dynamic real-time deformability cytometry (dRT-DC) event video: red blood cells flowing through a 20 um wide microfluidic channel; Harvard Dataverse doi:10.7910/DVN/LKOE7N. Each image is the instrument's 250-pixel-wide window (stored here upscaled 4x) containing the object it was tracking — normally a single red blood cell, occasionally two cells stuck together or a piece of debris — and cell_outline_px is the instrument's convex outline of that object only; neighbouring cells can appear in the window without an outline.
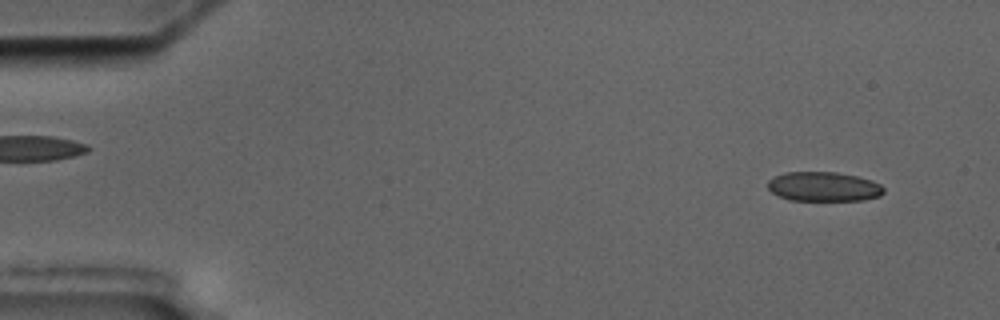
{"species": "common noctule bat (a hibernating species)", "species_latin": "Nyctalus noctula", "temperature_condition": "cold", "stored_images_in_passage": 4, "camera_frame_rate_fps": 3000, "um_per_image_px": 0.085, "animal": {"sex": "male", "body_mass_g": 17.5, "forearm_length_mm": 52.3}, "frame": {"image": 1, "passage_image": 1, "time_ms": 0.0, "image_size_px": [1000, 320], "cell_outline_px": [[884, 192], [880, 196], [864, 200], [788, 200], [772, 192], [768, 188], [768, 180], [784, 172], [836, 172], [856, 176], [872, 180], [880, 184], [884, 188]], "centroid_in_image_um": [70.02, 15.86], "position_along_channel_um": 15.0, "area_um2": 19.88}}